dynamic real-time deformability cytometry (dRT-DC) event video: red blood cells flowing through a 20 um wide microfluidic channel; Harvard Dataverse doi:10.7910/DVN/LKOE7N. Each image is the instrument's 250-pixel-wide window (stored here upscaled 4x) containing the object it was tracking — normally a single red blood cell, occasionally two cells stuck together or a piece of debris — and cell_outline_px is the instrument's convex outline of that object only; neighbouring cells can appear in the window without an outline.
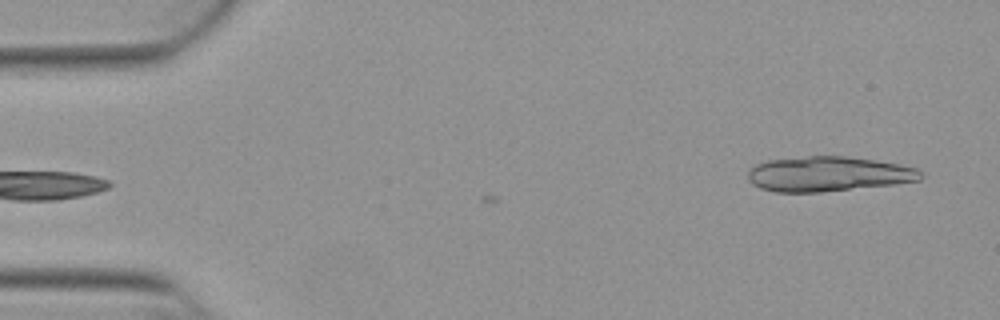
{"species": "Egyptian fruit bat (a non-hibernating species)", "species_latin": "Rousettus aegyptiacus", "temperature_condition": "warm", "stored_images_in_passage": 3, "camera_frame_rate_fps": 3000, "um_per_image_px": 0.085, "animal": {"sex": "female"}, "frame": {"image": 1, "passage_image": 3, "time_ms": 0.667, "image_size_px": [1000, 320], "cell_outline_px": [[924, 176], [920, 180], [896, 184], [820, 192], [776, 192], [760, 188], [752, 184], [748, 180], [748, 168], [756, 164], [768, 160], [808, 156], [848, 156], [900, 164], [916, 168], [924, 172]], "centroid_in_image_um": [70.41, 14.79], "position_along_channel_um": 14.6, "area_um2": 35.43}}